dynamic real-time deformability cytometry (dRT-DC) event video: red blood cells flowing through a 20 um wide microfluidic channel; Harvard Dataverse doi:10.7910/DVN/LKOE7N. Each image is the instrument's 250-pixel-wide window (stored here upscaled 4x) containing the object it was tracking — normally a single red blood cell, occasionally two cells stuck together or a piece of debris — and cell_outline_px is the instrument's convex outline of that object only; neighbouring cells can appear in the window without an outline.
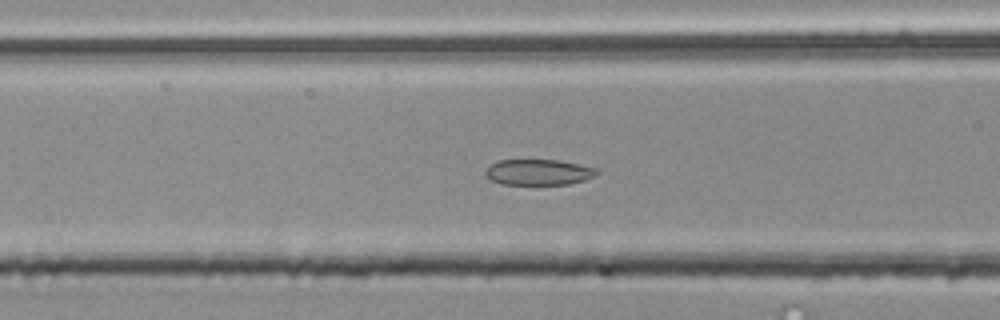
{"species": "common noctule bat (a hibernating species)", "species_latin": "Nyctalus noctula", "temperature_condition": "room temperature", "stored_images_in_passage": 46, "camera_frame_rate_fps": 3000, "um_per_image_px": 0.085, "animal": {"sex": "male", "body_mass_g": 20.4}, "frame": {"image": 1, "passage_image": 18, "time_ms": 5.667, "image_size_px": [1000, 320], "cell_outline_px": [[600, 172], [596, 176], [584, 180], [568, 184], [500, 184], [484, 176], [484, 172], [488, 164], [496, 160], [556, 160], [596, 168]], "centroid_in_image_um": [45.72, 14.63], "position_along_channel_um": 120.9, "area_um2": 16.82}}
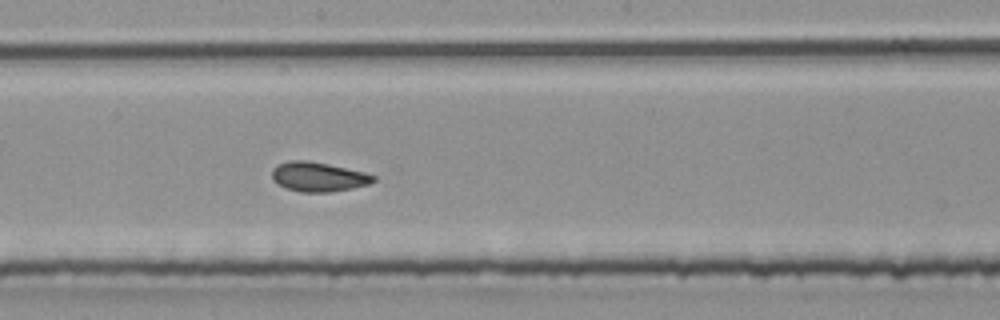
{"frame": {"image": 2, "passage_image": 26, "time_ms": 8.333, "image_size_px": [1000, 320], "cell_outline_px": [[376, 180], [368, 184], [352, 188], [328, 192], [300, 192], [284, 188], [272, 180], [272, 168], [276, 164], [288, 160], [308, 160], [328, 164], [364, 172], [376, 176]], "centroid_in_image_um": [27.0, 15.02], "position_along_channel_um": 221.2, "area_um2": 17.57}}
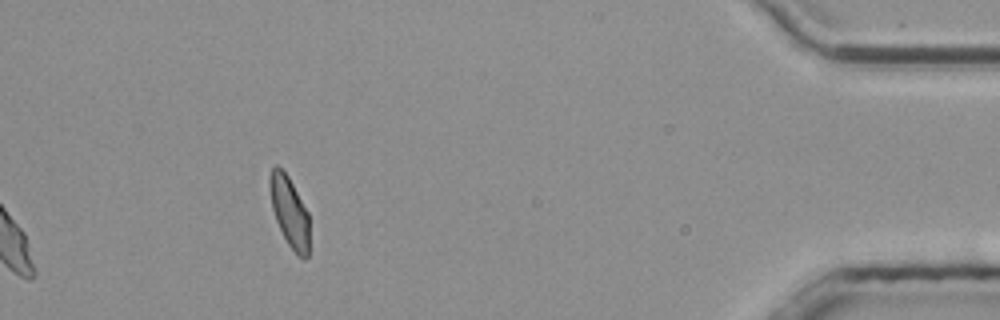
{"frame": {"image": 3, "passage_image": 46, "time_ms": 15.0, "image_size_px": [1000, 320], "cell_outline_px": [[308, 256], [304, 260], [288, 244], [276, 220], [272, 208], [268, 184], [268, 180], [272, 168], [276, 164], [288, 176], [308, 212]], "centroid_in_image_um": [24.58, 17.96], "position_along_channel_um": 410.6, "area_um2": 15.95}, "authors_computed_cell_mechanics": {"area_um2": 18.0625, "velocity_mm_per_s": 3.7535, "shape_relaxation_time_tau1_ms": 6.3429, "shape_relaxation_time_tau2_ms": 1.7237, "deformation_change_tau1": 0.1121, "deformation_change_tau2": 0.0639}}